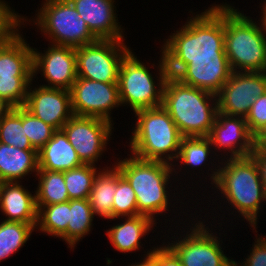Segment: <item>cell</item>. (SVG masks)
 <instances>
[{
  "instance_id": "1",
  "label": "cell",
  "mask_w": 266,
  "mask_h": 266,
  "mask_svg": "<svg viewBox=\"0 0 266 266\" xmlns=\"http://www.w3.org/2000/svg\"><path fill=\"white\" fill-rule=\"evenodd\" d=\"M163 47L168 74L176 77L192 60L227 58L224 5L213 6L186 22Z\"/></svg>"
},
{
  "instance_id": "2",
  "label": "cell",
  "mask_w": 266,
  "mask_h": 266,
  "mask_svg": "<svg viewBox=\"0 0 266 266\" xmlns=\"http://www.w3.org/2000/svg\"><path fill=\"white\" fill-rule=\"evenodd\" d=\"M216 97L169 75L164 85L162 106L183 137L208 136L218 112ZM211 98L215 100L212 106L208 102Z\"/></svg>"
},
{
  "instance_id": "3",
  "label": "cell",
  "mask_w": 266,
  "mask_h": 266,
  "mask_svg": "<svg viewBox=\"0 0 266 266\" xmlns=\"http://www.w3.org/2000/svg\"><path fill=\"white\" fill-rule=\"evenodd\" d=\"M213 172L212 182L250 225L256 228L261 202L266 200L256 161L251 157L229 158ZM255 225V226H254Z\"/></svg>"
},
{
  "instance_id": "4",
  "label": "cell",
  "mask_w": 266,
  "mask_h": 266,
  "mask_svg": "<svg viewBox=\"0 0 266 266\" xmlns=\"http://www.w3.org/2000/svg\"><path fill=\"white\" fill-rule=\"evenodd\" d=\"M261 27L224 5V49L233 72L266 71V29Z\"/></svg>"
},
{
  "instance_id": "5",
  "label": "cell",
  "mask_w": 266,
  "mask_h": 266,
  "mask_svg": "<svg viewBox=\"0 0 266 266\" xmlns=\"http://www.w3.org/2000/svg\"><path fill=\"white\" fill-rule=\"evenodd\" d=\"M135 114L138 121L130 142L133 156L165 163L177 159L183 136L167 110L161 105L137 110Z\"/></svg>"
},
{
  "instance_id": "6",
  "label": "cell",
  "mask_w": 266,
  "mask_h": 266,
  "mask_svg": "<svg viewBox=\"0 0 266 266\" xmlns=\"http://www.w3.org/2000/svg\"><path fill=\"white\" fill-rule=\"evenodd\" d=\"M172 163L142 160L130 156L117 163L120 173L133 188L140 215L148 216L162 213L168 208L166 186L172 172Z\"/></svg>"
},
{
  "instance_id": "7",
  "label": "cell",
  "mask_w": 266,
  "mask_h": 266,
  "mask_svg": "<svg viewBox=\"0 0 266 266\" xmlns=\"http://www.w3.org/2000/svg\"><path fill=\"white\" fill-rule=\"evenodd\" d=\"M159 64V89L148 68L130 51L121 62L118 77L119 97L121 104H129L135 111L154 108L162 105L163 90L169 76L162 54Z\"/></svg>"
},
{
  "instance_id": "8",
  "label": "cell",
  "mask_w": 266,
  "mask_h": 266,
  "mask_svg": "<svg viewBox=\"0 0 266 266\" xmlns=\"http://www.w3.org/2000/svg\"><path fill=\"white\" fill-rule=\"evenodd\" d=\"M37 17L54 45L77 48L98 40L69 0H46Z\"/></svg>"
},
{
  "instance_id": "9",
  "label": "cell",
  "mask_w": 266,
  "mask_h": 266,
  "mask_svg": "<svg viewBox=\"0 0 266 266\" xmlns=\"http://www.w3.org/2000/svg\"><path fill=\"white\" fill-rule=\"evenodd\" d=\"M123 44V40H97L75 48L77 77L118 83L121 62L130 52Z\"/></svg>"
},
{
  "instance_id": "10",
  "label": "cell",
  "mask_w": 266,
  "mask_h": 266,
  "mask_svg": "<svg viewBox=\"0 0 266 266\" xmlns=\"http://www.w3.org/2000/svg\"><path fill=\"white\" fill-rule=\"evenodd\" d=\"M265 93L266 71L232 72L217 94L218 112L246 118L254 101Z\"/></svg>"
},
{
  "instance_id": "11",
  "label": "cell",
  "mask_w": 266,
  "mask_h": 266,
  "mask_svg": "<svg viewBox=\"0 0 266 266\" xmlns=\"http://www.w3.org/2000/svg\"><path fill=\"white\" fill-rule=\"evenodd\" d=\"M73 115L97 117L111 122V109L121 104L118 83L77 77L71 89Z\"/></svg>"
},
{
  "instance_id": "12",
  "label": "cell",
  "mask_w": 266,
  "mask_h": 266,
  "mask_svg": "<svg viewBox=\"0 0 266 266\" xmlns=\"http://www.w3.org/2000/svg\"><path fill=\"white\" fill-rule=\"evenodd\" d=\"M112 123L97 117L73 115L62 127L84 164L94 165L111 135Z\"/></svg>"
},
{
  "instance_id": "13",
  "label": "cell",
  "mask_w": 266,
  "mask_h": 266,
  "mask_svg": "<svg viewBox=\"0 0 266 266\" xmlns=\"http://www.w3.org/2000/svg\"><path fill=\"white\" fill-rule=\"evenodd\" d=\"M204 226L199 221L185 238L167 246L176 254L182 266H233L235 261L223 254L218 237L209 233Z\"/></svg>"
},
{
  "instance_id": "14",
  "label": "cell",
  "mask_w": 266,
  "mask_h": 266,
  "mask_svg": "<svg viewBox=\"0 0 266 266\" xmlns=\"http://www.w3.org/2000/svg\"><path fill=\"white\" fill-rule=\"evenodd\" d=\"M51 46L44 55L33 49V77L37 73L36 71L41 69L44 78L51 84L44 85V87L70 91L77 79L75 48L54 44Z\"/></svg>"
},
{
  "instance_id": "15",
  "label": "cell",
  "mask_w": 266,
  "mask_h": 266,
  "mask_svg": "<svg viewBox=\"0 0 266 266\" xmlns=\"http://www.w3.org/2000/svg\"><path fill=\"white\" fill-rule=\"evenodd\" d=\"M31 91L30 88L23 107L56 130L62 129L73 116L70 91L43 85Z\"/></svg>"
},
{
  "instance_id": "16",
  "label": "cell",
  "mask_w": 266,
  "mask_h": 266,
  "mask_svg": "<svg viewBox=\"0 0 266 266\" xmlns=\"http://www.w3.org/2000/svg\"><path fill=\"white\" fill-rule=\"evenodd\" d=\"M211 145L228 148L231 157L243 158L251 156L254 152L253 135L250 133L244 117L227 116L217 112L212 129L207 136ZM240 141V142H239Z\"/></svg>"
},
{
  "instance_id": "17",
  "label": "cell",
  "mask_w": 266,
  "mask_h": 266,
  "mask_svg": "<svg viewBox=\"0 0 266 266\" xmlns=\"http://www.w3.org/2000/svg\"><path fill=\"white\" fill-rule=\"evenodd\" d=\"M0 37V77H33V48L24 42L16 28L22 18ZM20 19V20H19ZM16 30V31H15Z\"/></svg>"
},
{
  "instance_id": "18",
  "label": "cell",
  "mask_w": 266,
  "mask_h": 266,
  "mask_svg": "<svg viewBox=\"0 0 266 266\" xmlns=\"http://www.w3.org/2000/svg\"><path fill=\"white\" fill-rule=\"evenodd\" d=\"M232 72L227 58L192 60L176 78L184 84L217 95Z\"/></svg>"
},
{
  "instance_id": "19",
  "label": "cell",
  "mask_w": 266,
  "mask_h": 266,
  "mask_svg": "<svg viewBox=\"0 0 266 266\" xmlns=\"http://www.w3.org/2000/svg\"><path fill=\"white\" fill-rule=\"evenodd\" d=\"M98 40H122L113 0H69Z\"/></svg>"
},
{
  "instance_id": "20",
  "label": "cell",
  "mask_w": 266,
  "mask_h": 266,
  "mask_svg": "<svg viewBox=\"0 0 266 266\" xmlns=\"http://www.w3.org/2000/svg\"><path fill=\"white\" fill-rule=\"evenodd\" d=\"M18 183H0V209L8 216L4 221L37 224L36 195L33 196Z\"/></svg>"
},
{
  "instance_id": "21",
  "label": "cell",
  "mask_w": 266,
  "mask_h": 266,
  "mask_svg": "<svg viewBox=\"0 0 266 266\" xmlns=\"http://www.w3.org/2000/svg\"><path fill=\"white\" fill-rule=\"evenodd\" d=\"M83 164L62 129L38 151V170L64 172Z\"/></svg>"
},
{
  "instance_id": "22",
  "label": "cell",
  "mask_w": 266,
  "mask_h": 266,
  "mask_svg": "<svg viewBox=\"0 0 266 266\" xmlns=\"http://www.w3.org/2000/svg\"><path fill=\"white\" fill-rule=\"evenodd\" d=\"M38 169L37 150H21L0 142V183L17 182V179Z\"/></svg>"
},
{
  "instance_id": "23",
  "label": "cell",
  "mask_w": 266,
  "mask_h": 266,
  "mask_svg": "<svg viewBox=\"0 0 266 266\" xmlns=\"http://www.w3.org/2000/svg\"><path fill=\"white\" fill-rule=\"evenodd\" d=\"M127 218L125 223L113 226L106 232L112 245L124 253L139 249L141 237L147 234L155 224L153 223L155 220L144 215Z\"/></svg>"
},
{
  "instance_id": "24",
  "label": "cell",
  "mask_w": 266,
  "mask_h": 266,
  "mask_svg": "<svg viewBox=\"0 0 266 266\" xmlns=\"http://www.w3.org/2000/svg\"><path fill=\"white\" fill-rule=\"evenodd\" d=\"M111 170L99 172L93 181L88 200L93 214L112 219V207L116 192V176L120 170L115 165Z\"/></svg>"
},
{
  "instance_id": "25",
  "label": "cell",
  "mask_w": 266,
  "mask_h": 266,
  "mask_svg": "<svg viewBox=\"0 0 266 266\" xmlns=\"http://www.w3.org/2000/svg\"><path fill=\"white\" fill-rule=\"evenodd\" d=\"M36 175H40L39 185L35 193L38 210L42 206L70 200L64 180V172L38 170Z\"/></svg>"
},
{
  "instance_id": "26",
  "label": "cell",
  "mask_w": 266,
  "mask_h": 266,
  "mask_svg": "<svg viewBox=\"0 0 266 266\" xmlns=\"http://www.w3.org/2000/svg\"><path fill=\"white\" fill-rule=\"evenodd\" d=\"M25 134V108L12 107L0 121V142L21 150H36Z\"/></svg>"
},
{
  "instance_id": "27",
  "label": "cell",
  "mask_w": 266,
  "mask_h": 266,
  "mask_svg": "<svg viewBox=\"0 0 266 266\" xmlns=\"http://www.w3.org/2000/svg\"><path fill=\"white\" fill-rule=\"evenodd\" d=\"M70 200L63 203L42 206L38 210L37 226L43 232L60 237L67 242Z\"/></svg>"
},
{
  "instance_id": "28",
  "label": "cell",
  "mask_w": 266,
  "mask_h": 266,
  "mask_svg": "<svg viewBox=\"0 0 266 266\" xmlns=\"http://www.w3.org/2000/svg\"><path fill=\"white\" fill-rule=\"evenodd\" d=\"M93 216L94 214L88 198L70 200L67 243L71 248L80 241L81 237L89 233Z\"/></svg>"
},
{
  "instance_id": "29",
  "label": "cell",
  "mask_w": 266,
  "mask_h": 266,
  "mask_svg": "<svg viewBox=\"0 0 266 266\" xmlns=\"http://www.w3.org/2000/svg\"><path fill=\"white\" fill-rule=\"evenodd\" d=\"M37 224L3 221L0 224V262L18 251Z\"/></svg>"
},
{
  "instance_id": "30",
  "label": "cell",
  "mask_w": 266,
  "mask_h": 266,
  "mask_svg": "<svg viewBox=\"0 0 266 266\" xmlns=\"http://www.w3.org/2000/svg\"><path fill=\"white\" fill-rule=\"evenodd\" d=\"M95 165L83 164L64 171V180L69 199H87L93 187L96 173Z\"/></svg>"
},
{
  "instance_id": "31",
  "label": "cell",
  "mask_w": 266,
  "mask_h": 266,
  "mask_svg": "<svg viewBox=\"0 0 266 266\" xmlns=\"http://www.w3.org/2000/svg\"><path fill=\"white\" fill-rule=\"evenodd\" d=\"M140 215L137 210V200L135 192L127 179L119 173L116 176V192L112 207V219L120 216H137Z\"/></svg>"
},
{
  "instance_id": "32",
  "label": "cell",
  "mask_w": 266,
  "mask_h": 266,
  "mask_svg": "<svg viewBox=\"0 0 266 266\" xmlns=\"http://www.w3.org/2000/svg\"><path fill=\"white\" fill-rule=\"evenodd\" d=\"M211 142L207 136L182 137L178 159L188 166H201L210 153Z\"/></svg>"
},
{
  "instance_id": "33",
  "label": "cell",
  "mask_w": 266,
  "mask_h": 266,
  "mask_svg": "<svg viewBox=\"0 0 266 266\" xmlns=\"http://www.w3.org/2000/svg\"><path fill=\"white\" fill-rule=\"evenodd\" d=\"M33 77H0V98L12 107L24 106ZM28 88V89H27Z\"/></svg>"
},
{
  "instance_id": "34",
  "label": "cell",
  "mask_w": 266,
  "mask_h": 266,
  "mask_svg": "<svg viewBox=\"0 0 266 266\" xmlns=\"http://www.w3.org/2000/svg\"><path fill=\"white\" fill-rule=\"evenodd\" d=\"M55 131L54 127L44 123L25 109V135L37 151L53 137Z\"/></svg>"
},
{
  "instance_id": "35",
  "label": "cell",
  "mask_w": 266,
  "mask_h": 266,
  "mask_svg": "<svg viewBox=\"0 0 266 266\" xmlns=\"http://www.w3.org/2000/svg\"><path fill=\"white\" fill-rule=\"evenodd\" d=\"M245 119L252 135L266 125V93L254 101Z\"/></svg>"
},
{
  "instance_id": "36",
  "label": "cell",
  "mask_w": 266,
  "mask_h": 266,
  "mask_svg": "<svg viewBox=\"0 0 266 266\" xmlns=\"http://www.w3.org/2000/svg\"><path fill=\"white\" fill-rule=\"evenodd\" d=\"M255 242L250 256L241 266H266V239L261 237Z\"/></svg>"
},
{
  "instance_id": "37",
  "label": "cell",
  "mask_w": 266,
  "mask_h": 266,
  "mask_svg": "<svg viewBox=\"0 0 266 266\" xmlns=\"http://www.w3.org/2000/svg\"><path fill=\"white\" fill-rule=\"evenodd\" d=\"M3 1H0V37H2L17 21L18 15Z\"/></svg>"
},
{
  "instance_id": "38",
  "label": "cell",
  "mask_w": 266,
  "mask_h": 266,
  "mask_svg": "<svg viewBox=\"0 0 266 266\" xmlns=\"http://www.w3.org/2000/svg\"><path fill=\"white\" fill-rule=\"evenodd\" d=\"M157 266H182L176 254L167 246L156 248Z\"/></svg>"
},
{
  "instance_id": "39",
  "label": "cell",
  "mask_w": 266,
  "mask_h": 266,
  "mask_svg": "<svg viewBox=\"0 0 266 266\" xmlns=\"http://www.w3.org/2000/svg\"><path fill=\"white\" fill-rule=\"evenodd\" d=\"M251 157L256 161L260 178L266 192V150H254Z\"/></svg>"
},
{
  "instance_id": "40",
  "label": "cell",
  "mask_w": 266,
  "mask_h": 266,
  "mask_svg": "<svg viewBox=\"0 0 266 266\" xmlns=\"http://www.w3.org/2000/svg\"><path fill=\"white\" fill-rule=\"evenodd\" d=\"M254 150H266V125L253 135Z\"/></svg>"
},
{
  "instance_id": "41",
  "label": "cell",
  "mask_w": 266,
  "mask_h": 266,
  "mask_svg": "<svg viewBox=\"0 0 266 266\" xmlns=\"http://www.w3.org/2000/svg\"><path fill=\"white\" fill-rule=\"evenodd\" d=\"M131 266H157L156 263V248H154V250L149 251V253H147L146 258L143 260L142 263L138 264H134Z\"/></svg>"
},
{
  "instance_id": "42",
  "label": "cell",
  "mask_w": 266,
  "mask_h": 266,
  "mask_svg": "<svg viewBox=\"0 0 266 266\" xmlns=\"http://www.w3.org/2000/svg\"><path fill=\"white\" fill-rule=\"evenodd\" d=\"M11 108L12 106H10L5 100L0 98V121L10 111Z\"/></svg>"
},
{
  "instance_id": "43",
  "label": "cell",
  "mask_w": 266,
  "mask_h": 266,
  "mask_svg": "<svg viewBox=\"0 0 266 266\" xmlns=\"http://www.w3.org/2000/svg\"><path fill=\"white\" fill-rule=\"evenodd\" d=\"M264 8V10H262L263 11V18L261 19L262 21V24H261V26H263L265 29H266V2H265V4H264V6H263Z\"/></svg>"
}]
</instances>
